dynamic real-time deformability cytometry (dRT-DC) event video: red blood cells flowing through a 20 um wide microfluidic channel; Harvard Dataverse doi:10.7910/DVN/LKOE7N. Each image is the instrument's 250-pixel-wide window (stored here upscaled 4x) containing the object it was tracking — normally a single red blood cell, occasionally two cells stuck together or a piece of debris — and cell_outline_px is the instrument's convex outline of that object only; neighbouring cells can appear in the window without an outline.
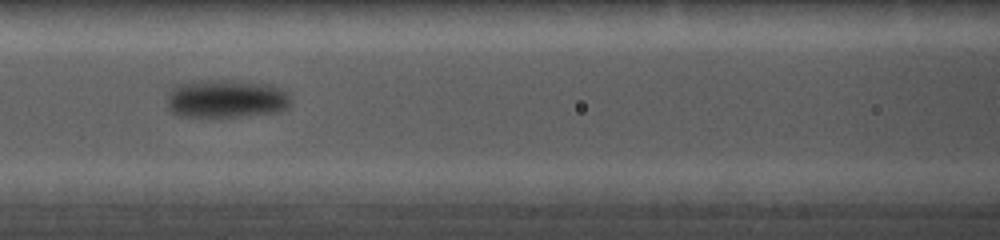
{"species": "common noctule bat (a hibernating species)", "species_latin": "Nyctalus noctula", "temperature_condition": "cold", "stored_images_in_passage": 18, "camera_frame_rate_fps": 5000, "um_per_image_px": 0.085, "animal": {"sex": "female", "body_mass_g": 19.0, "forearm_length_mm": 56.7}, "frame": {"image": 1, "passage_image": 6, "time_ms": 3.4, "image_size_px": [1000, 240], "cell_outline_px": [[288, 104], [284, 108], [264, 112], [228, 116], [192, 116], [176, 112], [172, 108], [168, 100], [172, 88], [176, 84], [192, 80], [236, 80], [272, 84], [284, 88], [288, 100]], "centroid_in_image_um": [19.21, 8.32], "position_along_channel_um": 147.4, "area_um2": 26.53}}
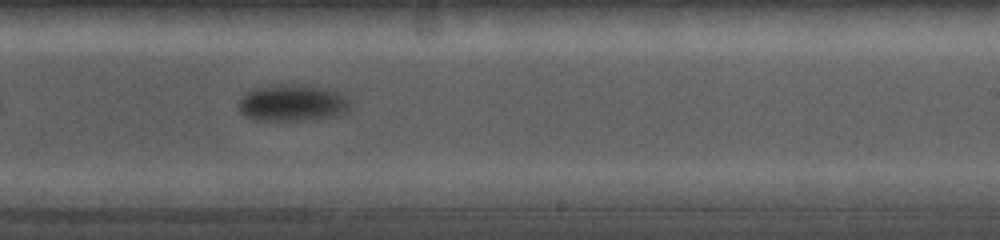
{"frame": {"image": 2, "passage_image": 16, "time_ms": 6.4, "image_size_px": [1000, 240], "cell_outline_px": [[348, 112], [336, 116], [304, 120], [256, 120], [244, 116], [240, 112], [240, 100], [248, 92], [260, 88], [320, 88], [336, 92], [344, 96], [348, 104]], "centroid_in_image_um": [24.86, 8.84], "position_along_channel_um": 264.1, "area_um2": 22.08}}